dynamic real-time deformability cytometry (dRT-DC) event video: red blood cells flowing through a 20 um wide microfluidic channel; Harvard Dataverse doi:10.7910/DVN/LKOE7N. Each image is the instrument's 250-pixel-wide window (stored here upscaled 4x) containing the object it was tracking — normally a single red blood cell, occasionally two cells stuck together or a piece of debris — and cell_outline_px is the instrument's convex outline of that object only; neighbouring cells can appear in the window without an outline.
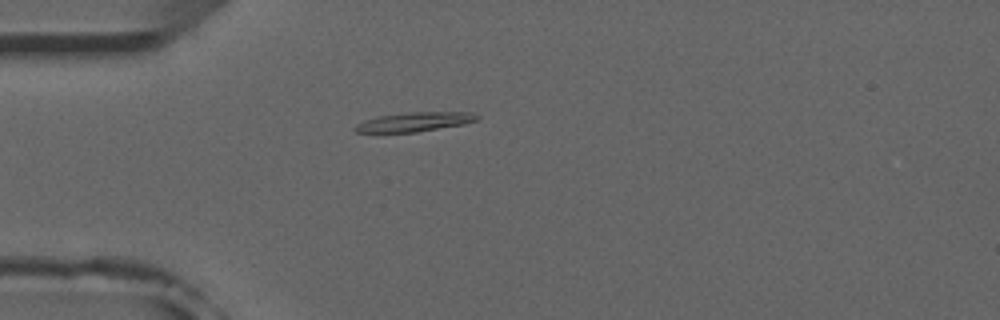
{"species": "common noctule bat (a hibernating species)", "species_latin": "Nyctalus noctula", "temperature_condition": "room temperature", "stored_images_in_passage": 42, "camera_frame_rate_fps": 3000, "um_per_image_px": 0.085, "animal": {"sex": "male", "forearm_length_mm": 52.5}, "frame": {"image": 1, "passage_image": 4, "time_ms": 1.0, "image_size_px": [1000, 320], "cell_outline_px": [[480, 116], [476, 120], [464, 124], [416, 132], [356, 132], [352, 128], [356, 124], [364, 120], [376, 116], [408, 112], [472, 112]], "centroid_in_image_um": [35.21, 10.35], "position_along_channel_um": 49.8, "area_um2": 13.7}}
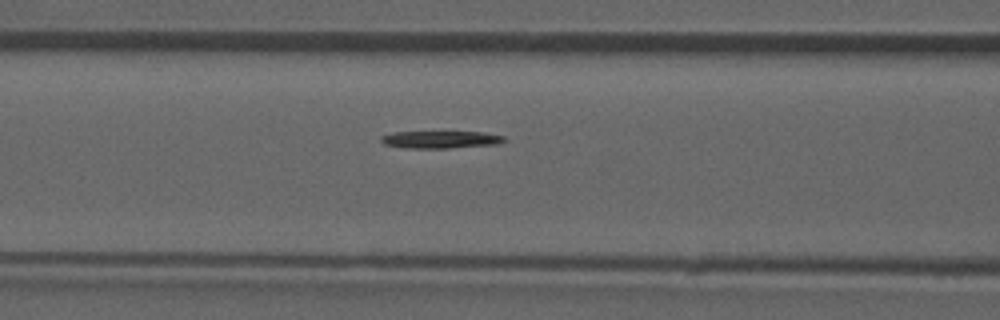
{"frame": {"image": 2, "passage_image": 11, "time_ms": 3.333, "image_size_px": [1000, 320], "cell_outline_px": [[504, 140], [500, 144], [448, 148], [408, 148], [384, 144], [380, 140], [380, 136], [392, 132], [484, 132], [504, 136]], "centroid_in_image_um": [37.44, 11.86], "position_along_channel_um": 129.2, "area_um2": 12.43}}
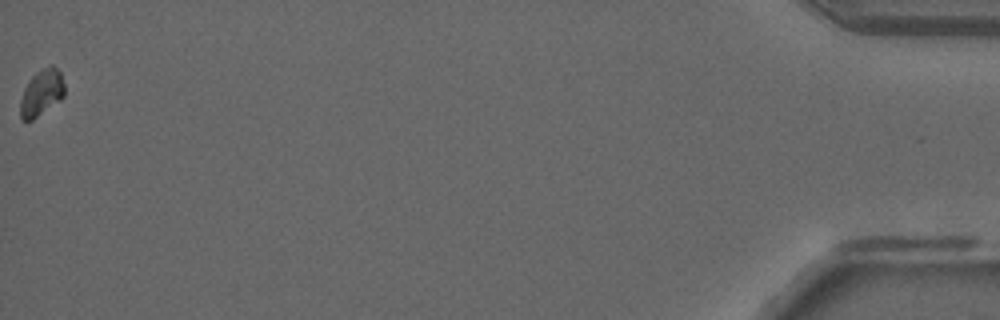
{"frame": {"image": 3, "passage_image": 42, "time_ms": 13.667, "image_size_px": [1000, 320], "cell_outline_px": [[64, 96], [60, 100], [32, 120], [24, 120], [20, 116], [20, 100], [24, 88], [32, 76], [36, 72], [52, 64], [60, 72], [64, 84]], "centroid_in_image_um": [3.53, 7.87], "position_along_channel_um": 431.7, "area_um2": 11.79}}